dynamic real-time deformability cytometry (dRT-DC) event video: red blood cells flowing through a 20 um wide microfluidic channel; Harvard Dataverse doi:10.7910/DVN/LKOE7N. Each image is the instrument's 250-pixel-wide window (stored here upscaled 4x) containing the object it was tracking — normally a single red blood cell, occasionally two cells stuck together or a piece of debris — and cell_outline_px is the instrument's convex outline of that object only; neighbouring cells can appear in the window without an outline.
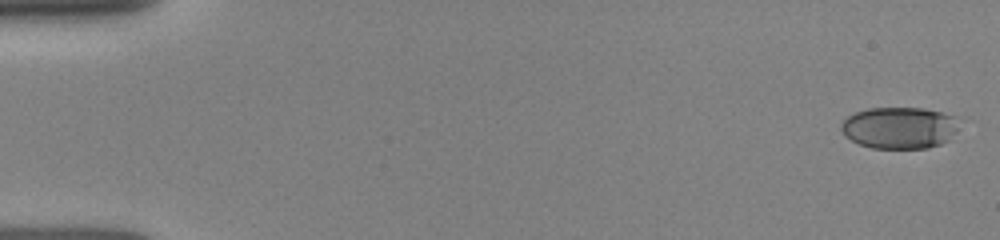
{"species": "human", "species_latin": "Homo sapiens", "temperature_condition": "room temperature", "stored_images_in_passage": 10, "camera_frame_rate_fps": 3000, "um_per_image_px": 0.085, "donor": {"sex": "female"}, "frame": {"image": 1, "passage_image": 1, "time_ms": 0.0, "image_size_px": [1000, 240], "cell_outline_px": [[956, 132], [948, 140], [940, 144], [928, 148], [872, 148], [860, 144], [844, 136], [840, 128], [840, 124], [848, 116], [856, 112], [868, 108], [924, 108], [956, 116]], "centroid_in_image_um": [76.42, 10.86], "position_along_channel_um": 8.6, "area_um2": 28.61}}
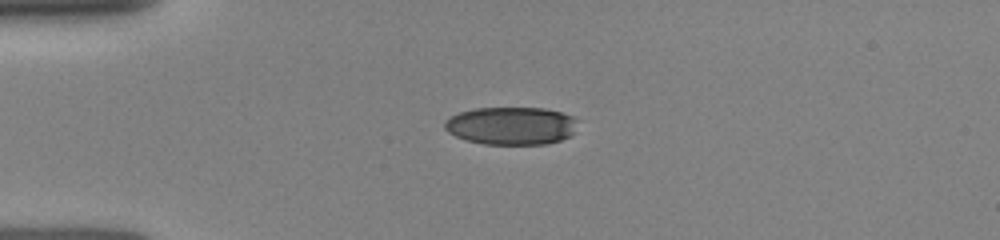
{"frame": {"image": 2, "passage_image": 9, "time_ms": 3.667, "image_size_px": [1000, 240], "cell_outline_px": [[580, 120], [572, 132], [568, 136], [560, 140], [548, 144], [484, 144], [468, 140], [456, 136], [448, 132], [444, 128], [444, 120], [460, 112], [476, 108], [544, 108], [560, 112], [572, 116]], "centroid_in_image_um": [43.46, 10.68], "position_along_channel_um": 41.5, "area_um2": 29.3}}